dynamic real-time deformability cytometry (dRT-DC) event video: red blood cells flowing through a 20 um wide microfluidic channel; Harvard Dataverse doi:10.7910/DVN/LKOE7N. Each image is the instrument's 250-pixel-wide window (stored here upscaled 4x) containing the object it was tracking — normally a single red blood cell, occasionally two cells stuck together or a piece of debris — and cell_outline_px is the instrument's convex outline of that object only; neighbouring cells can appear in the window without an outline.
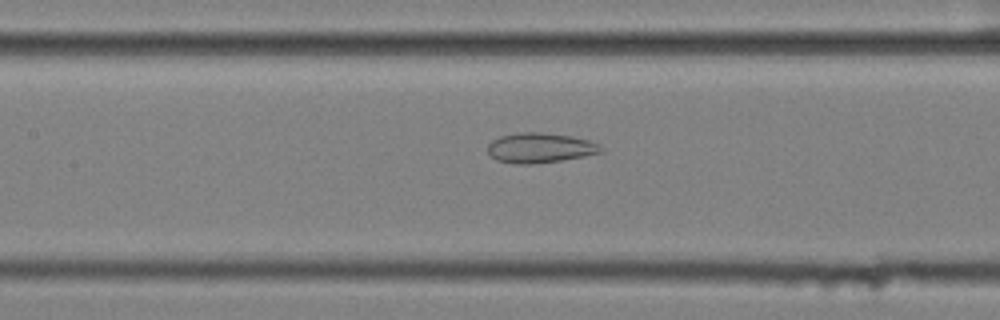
{"species": "common noctule bat (a hibernating species)", "species_latin": "Nyctalus noctula", "temperature_condition": "cold", "stored_images_in_passage": 36, "camera_frame_rate_fps": 3000, "um_per_image_px": 0.085, "animal": {"sex": "female", "body_mass_g": 25.1}, "frame": {"image": 1, "passage_image": 11, "time_ms": 3.333, "image_size_px": [1000, 320], "cell_outline_px": [[604, 152], [584, 156], [560, 160], [532, 164], [512, 164], [496, 160], [488, 152], [488, 144], [492, 140], [500, 136], [520, 132], [540, 132], [572, 136], [588, 140], [604, 148]], "centroid_in_image_um": [45.89, 12.57], "position_along_channel_um": 161.5, "area_um2": 19.77}}
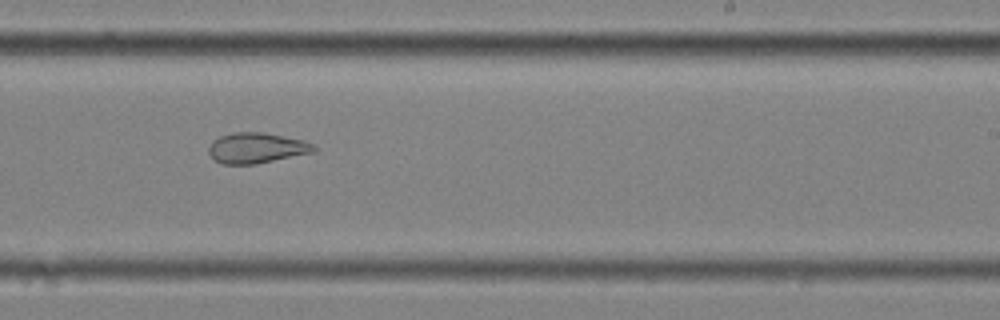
{"frame": {"image": 2, "passage_image": 20, "time_ms": 6.333, "image_size_px": [1000, 320], "cell_outline_px": [[316, 152], [256, 164], [224, 164], [216, 160], [208, 152], [208, 148], [212, 140], [220, 136], [232, 132], [264, 132], [304, 140], [316, 144]], "centroid_in_image_um": [21.85, 12.57], "position_along_channel_um": 267.2, "area_um2": 18.9}}
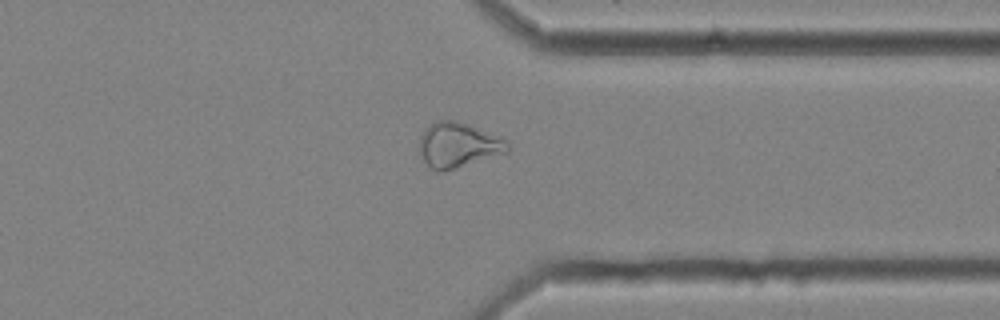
{"frame": {"image": 3, "passage_image": 29, "time_ms": 9.333, "image_size_px": [1000, 320], "cell_outline_px": [[508, 152], [440, 172], [436, 172], [424, 160], [420, 152], [420, 136], [424, 128], [436, 120], [456, 120], [468, 124], [500, 136], [508, 140]], "centroid_in_image_um": [38.94, 12.3], "position_along_channel_um": 372.5, "area_um2": 22.95}, "authors_computed_cell_mechanics": {"area_um2": 20.5479, "velocity_mm_per_s": 3.5304, "shape_relaxation_time_tau1_ms": null, "shape_relaxation_time_tau2_ms": 3.107, "deformation_change_tau1": null, "deformation_change_tau2": 0.0983}}